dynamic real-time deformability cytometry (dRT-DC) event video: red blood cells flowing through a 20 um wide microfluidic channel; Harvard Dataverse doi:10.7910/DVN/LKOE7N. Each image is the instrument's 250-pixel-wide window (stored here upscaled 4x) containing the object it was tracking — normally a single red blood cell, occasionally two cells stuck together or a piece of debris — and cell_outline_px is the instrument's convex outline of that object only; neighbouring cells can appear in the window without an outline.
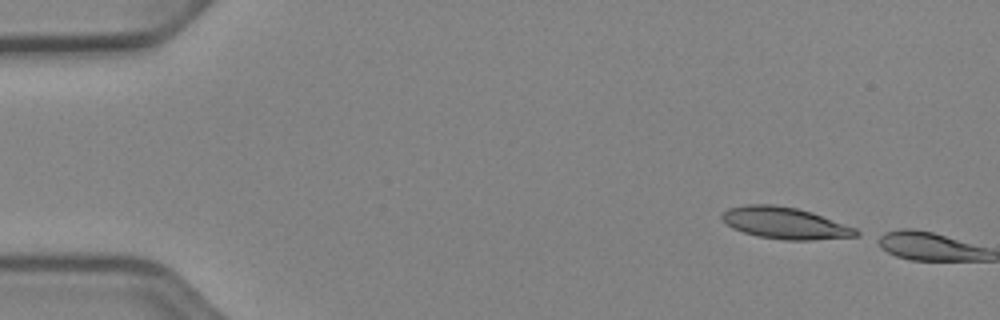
{"species": "Egyptian fruit bat (a non-hibernating species)", "species_latin": "Rousettus aegyptiacus", "temperature_condition": "cold", "stored_images_in_passage": 2, "camera_frame_rate_fps": 3000, "um_per_image_px": 0.085, "animal": {"sex": "female"}, "frame": {"image": 1, "passage_image": 1, "time_ms": 0.0, "image_size_px": [1000, 320], "cell_outline_px": [[860, 236], [812, 240], [784, 240], [756, 236], [732, 228], [720, 216], [728, 208], [744, 204], [772, 204], [796, 208], [812, 212], [856, 228], [860, 232]], "centroid_in_image_um": [66.74, 18.96], "position_along_channel_um": 18.3, "area_um2": 24.8}}